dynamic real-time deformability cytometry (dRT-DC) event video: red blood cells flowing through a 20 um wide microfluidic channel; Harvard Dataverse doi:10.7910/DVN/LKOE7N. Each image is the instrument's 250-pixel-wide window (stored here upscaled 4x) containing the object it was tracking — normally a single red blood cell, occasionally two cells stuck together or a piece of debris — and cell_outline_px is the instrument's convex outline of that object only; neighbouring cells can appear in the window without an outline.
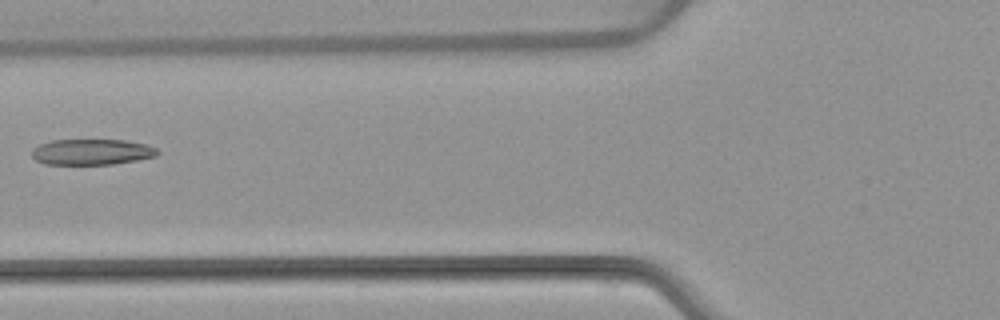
{"species": "common noctule bat (a hibernating species)", "species_latin": "Nyctalus noctula", "temperature_condition": "warm", "stored_images_in_passage": 7, "camera_frame_rate_fps": 3000, "um_per_image_px": 0.085, "animal": {"sex": "female", "body_mass_g": 22.7, "forearm_length_mm": 54.2}, "frame": {"image": 1, "passage_image": 6, "time_ms": 6.667, "image_size_px": [1000, 320], "cell_outline_px": [[160, 152], [156, 156], [136, 160], [112, 164], [44, 164], [36, 160], [32, 156], [32, 148], [40, 144], [52, 140], [124, 140], [144, 144], [156, 148]], "centroid_in_image_um": [7.78, 12.91], "position_along_channel_um": 118.0, "area_um2": 18.79}}
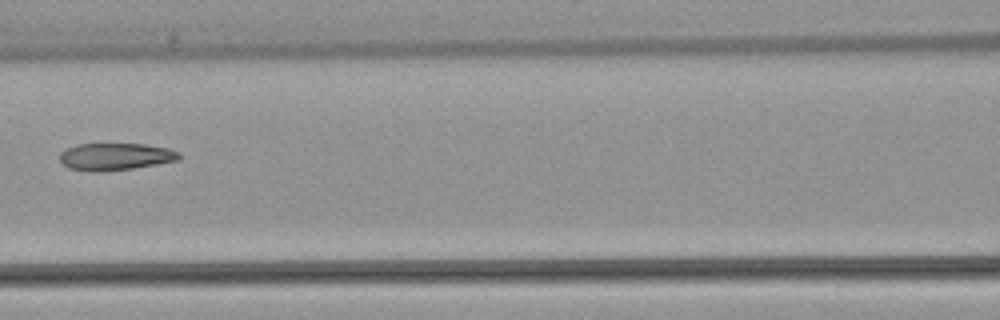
{"frame": {"image": 2, "passage_image": 7, "time_ms": 7.667, "image_size_px": [1000, 320], "cell_outline_px": [[180, 156], [176, 160], [156, 164], [132, 168], [104, 172], [92, 172], [68, 168], [60, 160], [60, 152], [76, 144], [144, 144], [168, 148], [180, 152]], "centroid_in_image_um": [9.78, 13.31], "position_along_channel_um": 156.8, "area_um2": 18.84}}